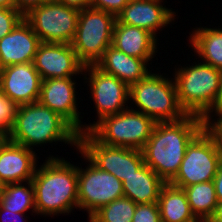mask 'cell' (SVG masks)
<instances>
[{
  "instance_id": "6da1fadb",
  "label": "cell",
  "mask_w": 222,
  "mask_h": 222,
  "mask_svg": "<svg viewBox=\"0 0 222 222\" xmlns=\"http://www.w3.org/2000/svg\"><path fill=\"white\" fill-rule=\"evenodd\" d=\"M205 127L203 119L196 115L174 122H156L141 149L144 163L169 183L179 170L187 146Z\"/></svg>"
},
{
  "instance_id": "7a4b0ae2",
  "label": "cell",
  "mask_w": 222,
  "mask_h": 222,
  "mask_svg": "<svg viewBox=\"0 0 222 222\" xmlns=\"http://www.w3.org/2000/svg\"><path fill=\"white\" fill-rule=\"evenodd\" d=\"M39 167L31 180L36 215H68L74 208L78 209V166L63 157L49 155Z\"/></svg>"
},
{
  "instance_id": "3957f363",
  "label": "cell",
  "mask_w": 222,
  "mask_h": 222,
  "mask_svg": "<svg viewBox=\"0 0 222 222\" xmlns=\"http://www.w3.org/2000/svg\"><path fill=\"white\" fill-rule=\"evenodd\" d=\"M79 133L58 113L39 101L19 105L9 141L34 150L47 143L63 142L78 148Z\"/></svg>"
},
{
  "instance_id": "277c9868",
  "label": "cell",
  "mask_w": 222,
  "mask_h": 222,
  "mask_svg": "<svg viewBox=\"0 0 222 222\" xmlns=\"http://www.w3.org/2000/svg\"><path fill=\"white\" fill-rule=\"evenodd\" d=\"M199 61L175 68L173 79L181 108L187 115L203 118L217 97L222 71Z\"/></svg>"
},
{
  "instance_id": "5b68a950",
  "label": "cell",
  "mask_w": 222,
  "mask_h": 222,
  "mask_svg": "<svg viewBox=\"0 0 222 222\" xmlns=\"http://www.w3.org/2000/svg\"><path fill=\"white\" fill-rule=\"evenodd\" d=\"M132 100V102H131ZM129 102L155 122L179 121L187 114L181 108L173 78L149 72L129 86Z\"/></svg>"
},
{
  "instance_id": "8992f818",
  "label": "cell",
  "mask_w": 222,
  "mask_h": 222,
  "mask_svg": "<svg viewBox=\"0 0 222 222\" xmlns=\"http://www.w3.org/2000/svg\"><path fill=\"white\" fill-rule=\"evenodd\" d=\"M222 161V146L205 127L187 146L176 176L169 184L183 189L215 178Z\"/></svg>"
},
{
  "instance_id": "52a82bcc",
  "label": "cell",
  "mask_w": 222,
  "mask_h": 222,
  "mask_svg": "<svg viewBox=\"0 0 222 222\" xmlns=\"http://www.w3.org/2000/svg\"><path fill=\"white\" fill-rule=\"evenodd\" d=\"M132 106L103 118L89 132L104 145L141 150L156 122L142 112L133 110L135 106Z\"/></svg>"
},
{
  "instance_id": "ba28073f",
  "label": "cell",
  "mask_w": 222,
  "mask_h": 222,
  "mask_svg": "<svg viewBox=\"0 0 222 222\" xmlns=\"http://www.w3.org/2000/svg\"><path fill=\"white\" fill-rule=\"evenodd\" d=\"M116 16L87 8L80 10L75 37L71 43L84 65H95L112 45Z\"/></svg>"
},
{
  "instance_id": "9c48e42d",
  "label": "cell",
  "mask_w": 222,
  "mask_h": 222,
  "mask_svg": "<svg viewBox=\"0 0 222 222\" xmlns=\"http://www.w3.org/2000/svg\"><path fill=\"white\" fill-rule=\"evenodd\" d=\"M80 9L55 0L33 8L24 19L40 42L71 44L76 33Z\"/></svg>"
},
{
  "instance_id": "30bf717a",
  "label": "cell",
  "mask_w": 222,
  "mask_h": 222,
  "mask_svg": "<svg viewBox=\"0 0 222 222\" xmlns=\"http://www.w3.org/2000/svg\"><path fill=\"white\" fill-rule=\"evenodd\" d=\"M81 157L89 162L85 168L78 165V208L88 213V219L102 206L124 197L122 181L113 174L96 167L79 149Z\"/></svg>"
},
{
  "instance_id": "8fae6325",
  "label": "cell",
  "mask_w": 222,
  "mask_h": 222,
  "mask_svg": "<svg viewBox=\"0 0 222 222\" xmlns=\"http://www.w3.org/2000/svg\"><path fill=\"white\" fill-rule=\"evenodd\" d=\"M96 167L120 181L136 173L145 163L141 150L100 143L90 132L78 135V148Z\"/></svg>"
},
{
  "instance_id": "7c38bea8",
  "label": "cell",
  "mask_w": 222,
  "mask_h": 222,
  "mask_svg": "<svg viewBox=\"0 0 222 222\" xmlns=\"http://www.w3.org/2000/svg\"><path fill=\"white\" fill-rule=\"evenodd\" d=\"M88 75H87V74ZM94 101L97 121L83 125V133L89 132L99 121L129 108V86L117 77L103 72L96 65H85L83 74ZM89 76V77H87Z\"/></svg>"
},
{
  "instance_id": "4fadbf2b",
  "label": "cell",
  "mask_w": 222,
  "mask_h": 222,
  "mask_svg": "<svg viewBox=\"0 0 222 222\" xmlns=\"http://www.w3.org/2000/svg\"><path fill=\"white\" fill-rule=\"evenodd\" d=\"M75 77L45 79L41 82L39 102L58 113L79 134L83 133V121L77 103ZM77 93V94H76ZM81 117V118H80Z\"/></svg>"
},
{
  "instance_id": "5bb4252c",
  "label": "cell",
  "mask_w": 222,
  "mask_h": 222,
  "mask_svg": "<svg viewBox=\"0 0 222 222\" xmlns=\"http://www.w3.org/2000/svg\"><path fill=\"white\" fill-rule=\"evenodd\" d=\"M41 80L81 76L84 64L71 44L41 42L33 61Z\"/></svg>"
},
{
  "instance_id": "9a60e30c",
  "label": "cell",
  "mask_w": 222,
  "mask_h": 222,
  "mask_svg": "<svg viewBox=\"0 0 222 222\" xmlns=\"http://www.w3.org/2000/svg\"><path fill=\"white\" fill-rule=\"evenodd\" d=\"M41 82L33 62L0 69V92L18 106L39 101Z\"/></svg>"
},
{
  "instance_id": "2e32d148",
  "label": "cell",
  "mask_w": 222,
  "mask_h": 222,
  "mask_svg": "<svg viewBox=\"0 0 222 222\" xmlns=\"http://www.w3.org/2000/svg\"><path fill=\"white\" fill-rule=\"evenodd\" d=\"M164 0H131L116 16V23L143 28L157 38V32L176 19V13L167 8ZM163 4V5H162Z\"/></svg>"
},
{
  "instance_id": "e0dca14e",
  "label": "cell",
  "mask_w": 222,
  "mask_h": 222,
  "mask_svg": "<svg viewBox=\"0 0 222 222\" xmlns=\"http://www.w3.org/2000/svg\"><path fill=\"white\" fill-rule=\"evenodd\" d=\"M37 156L36 151L8 140L0 150V185L31 181Z\"/></svg>"
},
{
  "instance_id": "ac0fdd59",
  "label": "cell",
  "mask_w": 222,
  "mask_h": 222,
  "mask_svg": "<svg viewBox=\"0 0 222 222\" xmlns=\"http://www.w3.org/2000/svg\"><path fill=\"white\" fill-rule=\"evenodd\" d=\"M40 43L31 25L23 19L9 34L0 39V69L33 62Z\"/></svg>"
},
{
  "instance_id": "d6986e66",
  "label": "cell",
  "mask_w": 222,
  "mask_h": 222,
  "mask_svg": "<svg viewBox=\"0 0 222 222\" xmlns=\"http://www.w3.org/2000/svg\"><path fill=\"white\" fill-rule=\"evenodd\" d=\"M157 39L143 28L115 23L112 46L126 55L144 59L148 63L153 60L158 51Z\"/></svg>"
},
{
  "instance_id": "ffe728a7",
  "label": "cell",
  "mask_w": 222,
  "mask_h": 222,
  "mask_svg": "<svg viewBox=\"0 0 222 222\" xmlns=\"http://www.w3.org/2000/svg\"><path fill=\"white\" fill-rule=\"evenodd\" d=\"M144 59L126 55L110 45L103 57L95 64L103 72L113 75L128 86L143 79L150 71Z\"/></svg>"
},
{
  "instance_id": "44dd1931",
  "label": "cell",
  "mask_w": 222,
  "mask_h": 222,
  "mask_svg": "<svg viewBox=\"0 0 222 222\" xmlns=\"http://www.w3.org/2000/svg\"><path fill=\"white\" fill-rule=\"evenodd\" d=\"M166 183L146 164L123 182L124 197L136 204L157 203Z\"/></svg>"
},
{
  "instance_id": "7402d4cb",
  "label": "cell",
  "mask_w": 222,
  "mask_h": 222,
  "mask_svg": "<svg viewBox=\"0 0 222 222\" xmlns=\"http://www.w3.org/2000/svg\"><path fill=\"white\" fill-rule=\"evenodd\" d=\"M196 27L189 35V44L205 64L222 71V28Z\"/></svg>"
},
{
  "instance_id": "603a6c76",
  "label": "cell",
  "mask_w": 222,
  "mask_h": 222,
  "mask_svg": "<svg viewBox=\"0 0 222 222\" xmlns=\"http://www.w3.org/2000/svg\"><path fill=\"white\" fill-rule=\"evenodd\" d=\"M157 203L162 222H191L197 219L185 191L169 183L162 187Z\"/></svg>"
},
{
  "instance_id": "cb8c5ba5",
  "label": "cell",
  "mask_w": 222,
  "mask_h": 222,
  "mask_svg": "<svg viewBox=\"0 0 222 222\" xmlns=\"http://www.w3.org/2000/svg\"><path fill=\"white\" fill-rule=\"evenodd\" d=\"M0 206L14 213H26L32 209L31 211L36 215L32 181L3 185L0 192Z\"/></svg>"
},
{
  "instance_id": "d4e9b609",
  "label": "cell",
  "mask_w": 222,
  "mask_h": 222,
  "mask_svg": "<svg viewBox=\"0 0 222 222\" xmlns=\"http://www.w3.org/2000/svg\"><path fill=\"white\" fill-rule=\"evenodd\" d=\"M190 208L197 219L205 222L213 216L218 204L213 180L184 187Z\"/></svg>"
},
{
  "instance_id": "484cf974",
  "label": "cell",
  "mask_w": 222,
  "mask_h": 222,
  "mask_svg": "<svg viewBox=\"0 0 222 222\" xmlns=\"http://www.w3.org/2000/svg\"><path fill=\"white\" fill-rule=\"evenodd\" d=\"M137 204L127 197H121L102 206L88 220L89 222H132Z\"/></svg>"
},
{
  "instance_id": "4316f807",
  "label": "cell",
  "mask_w": 222,
  "mask_h": 222,
  "mask_svg": "<svg viewBox=\"0 0 222 222\" xmlns=\"http://www.w3.org/2000/svg\"><path fill=\"white\" fill-rule=\"evenodd\" d=\"M16 105L8 96L0 92V130L9 134L12 130L16 111Z\"/></svg>"
},
{
  "instance_id": "83f0119b",
  "label": "cell",
  "mask_w": 222,
  "mask_h": 222,
  "mask_svg": "<svg viewBox=\"0 0 222 222\" xmlns=\"http://www.w3.org/2000/svg\"><path fill=\"white\" fill-rule=\"evenodd\" d=\"M24 16L15 8H0V39L9 34Z\"/></svg>"
},
{
  "instance_id": "f1b7e54d",
  "label": "cell",
  "mask_w": 222,
  "mask_h": 222,
  "mask_svg": "<svg viewBox=\"0 0 222 222\" xmlns=\"http://www.w3.org/2000/svg\"><path fill=\"white\" fill-rule=\"evenodd\" d=\"M132 222H162L158 203L137 204Z\"/></svg>"
},
{
  "instance_id": "f546056e",
  "label": "cell",
  "mask_w": 222,
  "mask_h": 222,
  "mask_svg": "<svg viewBox=\"0 0 222 222\" xmlns=\"http://www.w3.org/2000/svg\"><path fill=\"white\" fill-rule=\"evenodd\" d=\"M131 0H91V8L117 16Z\"/></svg>"
},
{
  "instance_id": "4dcf8cb0",
  "label": "cell",
  "mask_w": 222,
  "mask_h": 222,
  "mask_svg": "<svg viewBox=\"0 0 222 222\" xmlns=\"http://www.w3.org/2000/svg\"><path fill=\"white\" fill-rule=\"evenodd\" d=\"M220 114H222V78L217 97L209 112L202 118L206 127L213 121L214 116H218Z\"/></svg>"
},
{
  "instance_id": "1f68e13d",
  "label": "cell",
  "mask_w": 222,
  "mask_h": 222,
  "mask_svg": "<svg viewBox=\"0 0 222 222\" xmlns=\"http://www.w3.org/2000/svg\"><path fill=\"white\" fill-rule=\"evenodd\" d=\"M49 0H14V8L23 16L27 15L33 8L46 3Z\"/></svg>"
},
{
  "instance_id": "d6a6232c",
  "label": "cell",
  "mask_w": 222,
  "mask_h": 222,
  "mask_svg": "<svg viewBox=\"0 0 222 222\" xmlns=\"http://www.w3.org/2000/svg\"><path fill=\"white\" fill-rule=\"evenodd\" d=\"M24 214L25 213H14L13 211H8L0 206V222H27L28 217Z\"/></svg>"
},
{
  "instance_id": "836d02e7",
  "label": "cell",
  "mask_w": 222,
  "mask_h": 222,
  "mask_svg": "<svg viewBox=\"0 0 222 222\" xmlns=\"http://www.w3.org/2000/svg\"><path fill=\"white\" fill-rule=\"evenodd\" d=\"M217 117L213 118V121L207 128L216 136L218 142L222 146V114Z\"/></svg>"
},
{
  "instance_id": "e575fe53",
  "label": "cell",
  "mask_w": 222,
  "mask_h": 222,
  "mask_svg": "<svg viewBox=\"0 0 222 222\" xmlns=\"http://www.w3.org/2000/svg\"><path fill=\"white\" fill-rule=\"evenodd\" d=\"M213 184L215 187L217 201L218 203H222V161L218 167L215 178L213 179Z\"/></svg>"
},
{
  "instance_id": "d590c367",
  "label": "cell",
  "mask_w": 222,
  "mask_h": 222,
  "mask_svg": "<svg viewBox=\"0 0 222 222\" xmlns=\"http://www.w3.org/2000/svg\"><path fill=\"white\" fill-rule=\"evenodd\" d=\"M64 5L75 7L77 9L91 8V0H55Z\"/></svg>"
},
{
  "instance_id": "8d00e7d4",
  "label": "cell",
  "mask_w": 222,
  "mask_h": 222,
  "mask_svg": "<svg viewBox=\"0 0 222 222\" xmlns=\"http://www.w3.org/2000/svg\"><path fill=\"white\" fill-rule=\"evenodd\" d=\"M208 222H222V203H218L213 216Z\"/></svg>"
},
{
  "instance_id": "74e56055",
  "label": "cell",
  "mask_w": 222,
  "mask_h": 222,
  "mask_svg": "<svg viewBox=\"0 0 222 222\" xmlns=\"http://www.w3.org/2000/svg\"><path fill=\"white\" fill-rule=\"evenodd\" d=\"M0 8H14V0H0Z\"/></svg>"
},
{
  "instance_id": "f35d334b",
  "label": "cell",
  "mask_w": 222,
  "mask_h": 222,
  "mask_svg": "<svg viewBox=\"0 0 222 222\" xmlns=\"http://www.w3.org/2000/svg\"><path fill=\"white\" fill-rule=\"evenodd\" d=\"M8 140V134L0 130V150Z\"/></svg>"
},
{
  "instance_id": "ab89813d",
  "label": "cell",
  "mask_w": 222,
  "mask_h": 222,
  "mask_svg": "<svg viewBox=\"0 0 222 222\" xmlns=\"http://www.w3.org/2000/svg\"><path fill=\"white\" fill-rule=\"evenodd\" d=\"M191 222H205V221H203V220H201V219H196V220H193V221H191Z\"/></svg>"
}]
</instances>
